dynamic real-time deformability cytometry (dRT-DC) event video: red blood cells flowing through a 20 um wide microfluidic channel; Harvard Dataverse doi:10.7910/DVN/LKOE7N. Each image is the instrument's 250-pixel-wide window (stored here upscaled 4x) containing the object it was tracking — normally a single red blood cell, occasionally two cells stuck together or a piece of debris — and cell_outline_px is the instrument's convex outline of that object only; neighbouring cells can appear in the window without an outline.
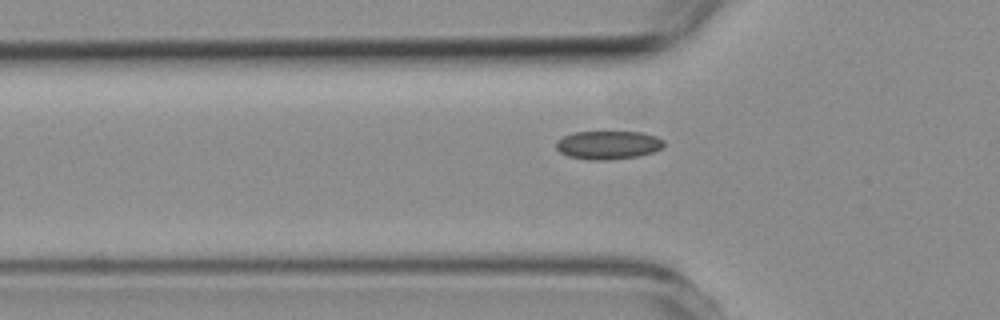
{"species": "common noctule bat (a hibernating species)", "species_latin": "Nyctalus noctula", "temperature_condition": "room temperature", "stored_images_in_passage": 7, "segment_of_instrument_passage": [2, 2], "camera_frame_rate_fps": 3000, "um_per_image_px": 0.085, "animal": {"sex": "female", "body_mass_g": 19.3, "forearm_length_mm": 54.1}, "frame": {"image": 1, "passage_image": 7, "time_ms": 7.667, "image_size_px": [1000, 320], "cell_outline_px": [[664, 144], [660, 148], [652, 152], [636, 156], [608, 160], [588, 160], [568, 156], [560, 152], [556, 148], [556, 140], [564, 136], [576, 132], [640, 132], [656, 136], [664, 140]], "centroid_in_image_um": [51.66, 12.32], "position_along_channel_um": 74.1, "area_um2": 17.74}}